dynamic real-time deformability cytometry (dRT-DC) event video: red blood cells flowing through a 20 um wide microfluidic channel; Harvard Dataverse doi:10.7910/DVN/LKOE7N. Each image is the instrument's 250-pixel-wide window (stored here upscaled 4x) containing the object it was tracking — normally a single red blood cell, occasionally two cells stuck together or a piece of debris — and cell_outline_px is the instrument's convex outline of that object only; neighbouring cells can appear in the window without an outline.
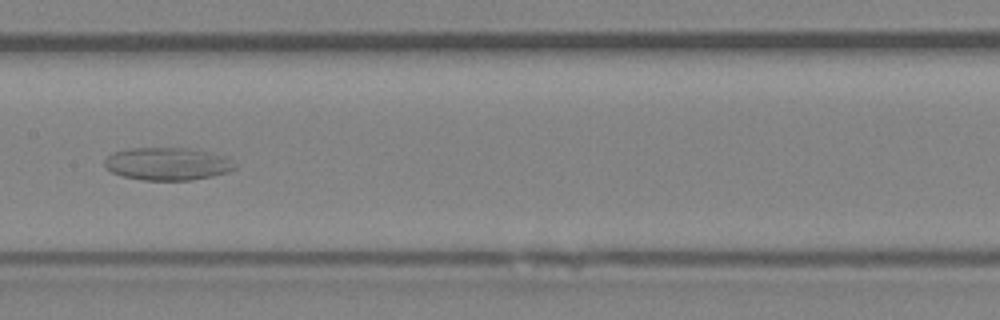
{"species": "Egyptian fruit bat (a non-hibernating species)", "species_latin": "Rousettus aegyptiacus", "temperature_condition": "room temperature", "stored_images_in_passage": 46, "segment_of_instrument_passage": [1, 2], "camera_frame_rate_fps": 3000, "um_per_image_px": 0.085, "animal": {"sex": "female"}, "frame": {"image": 1, "passage_image": 19, "time_ms": 6.0, "image_size_px": [1000, 320], "cell_outline_px": [[236, 168], [212, 176], [192, 180], [144, 180], [124, 176], [112, 172], [104, 164], [104, 160], [112, 152], [128, 148], [192, 148], [212, 152], [224, 156], [232, 160]], "centroid_in_image_um": [14.23, 13.91], "position_along_channel_um": 193.2, "area_um2": 24.8}}
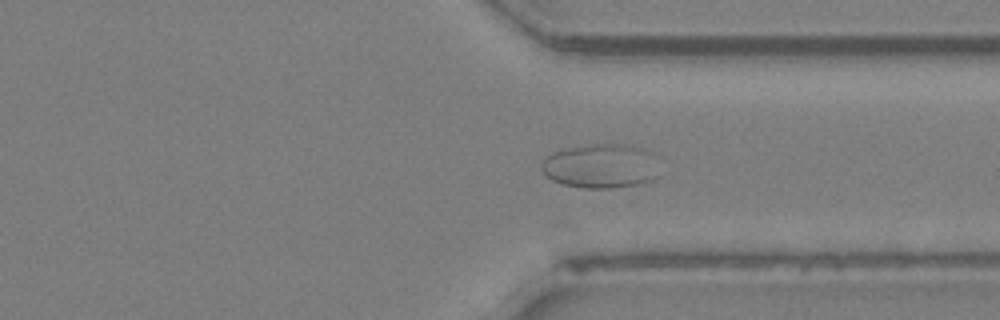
{"frame": {"image": 2, "passage_image": 32, "time_ms": 10.333, "image_size_px": [1000, 320], "cell_outline_px": [[660, 176], [652, 180], [636, 184], [612, 188], [584, 188], [564, 184], [552, 180], [540, 168], [540, 164], [552, 152], [560, 148], [592, 144], [624, 144], [648, 148], [652, 152]], "centroid_in_image_um": [51.09, 14.09], "position_along_channel_um": 360.3, "area_um2": 30.81}}
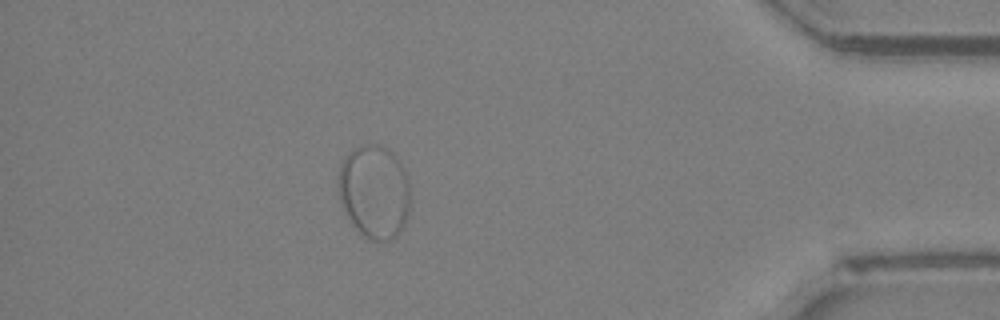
{"frame": {"image": 3, "passage_image": 39, "time_ms": 12.667, "image_size_px": [1000, 320], "cell_outline_px": [[408, 216], [400, 232], [392, 240], [372, 240], [364, 236], [348, 220], [340, 204], [340, 164], [348, 152], [352, 148], [360, 144], [380, 144], [388, 148], [400, 160], [408, 176]], "centroid_in_image_um": [31.82, 16.26], "position_along_channel_um": 403.4, "area_um2": 39.42}}